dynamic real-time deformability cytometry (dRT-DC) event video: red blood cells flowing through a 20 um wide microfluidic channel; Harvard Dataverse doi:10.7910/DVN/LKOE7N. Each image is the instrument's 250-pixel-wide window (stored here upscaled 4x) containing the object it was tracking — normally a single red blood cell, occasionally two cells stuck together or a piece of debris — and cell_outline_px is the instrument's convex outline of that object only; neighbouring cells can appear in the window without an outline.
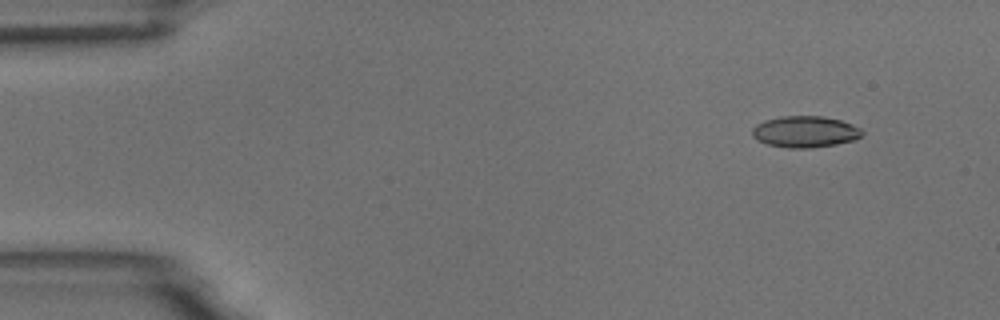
{"species": "common noctule bat (a hibernating species)", "species_latin": "Nyctalus noctula", "temperature_condition": "room temperature", "stored_images_in_passage": 6, "segment_of_instrument_passage": [2, 2], "camera_frame_rate_fps": 3000, "um_per_image_px": 0.085, "animal": {"sex": "male", "body_mass_g": 18.8}, "frame": {"image": 1, "passage_image": 6, "time_ms": 5.667, "image_size_px": [1000, 320], "cell_outline_px": [[864, 132], [856, 140], [836, 144], [812, 148], [788, 148], [768, 144], [756, 140], [752, 136], [752, 128], [756, 124], [764, 120], [780, 116], [824, 116], [840, 120], [852, 124], [860, 128]], "centroid_in_image_um": [68.42, 11.19], "position_along_channel_um": 16.6, "area_um2": 20.29}}